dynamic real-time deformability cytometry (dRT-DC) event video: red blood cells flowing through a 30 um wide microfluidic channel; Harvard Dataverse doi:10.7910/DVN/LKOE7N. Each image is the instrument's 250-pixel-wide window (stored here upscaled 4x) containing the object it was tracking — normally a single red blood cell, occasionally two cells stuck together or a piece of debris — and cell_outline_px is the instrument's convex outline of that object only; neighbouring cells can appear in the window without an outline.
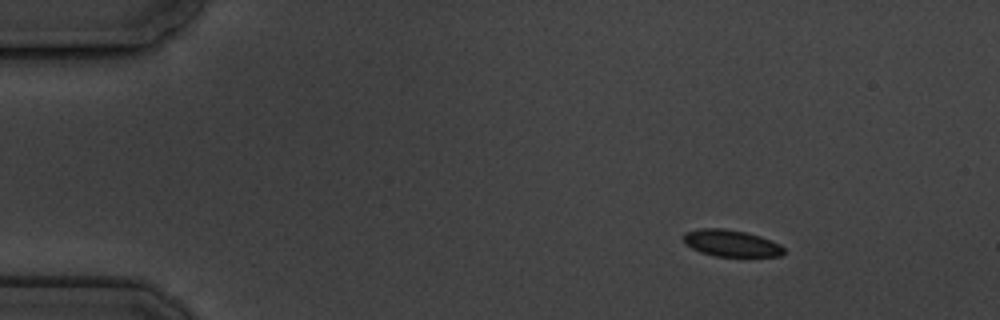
{"species": "common noctule bat (a hibernating species)", "species_latin": "Nyctalus noctula", "temperature_condition": "cold", "stored_images_in_passage": 4, "camera_frame_rate_fps": 3000, "um_per_image_px": 0.085, "animal": {"sex": "male", "body_mass_g": 19.5, "forearm_length_mm": 54.6}, "frame": {"image": 1, "passage_image": 1, "time_ms": 0.0, "image_size_px": [1000, 320], "cell_outline_px": [[784, 252], [780, 256], [712, 256], [700, 252], [684, 244], [684, 232], [700, 228], [724, 228], [744, 232], [760, 236], [780, 244], [784, 248]], "centroid_in_image_um": [62.11, 20.67], "position_along_channel_um": 22.9, "area_um2": 15.61}}
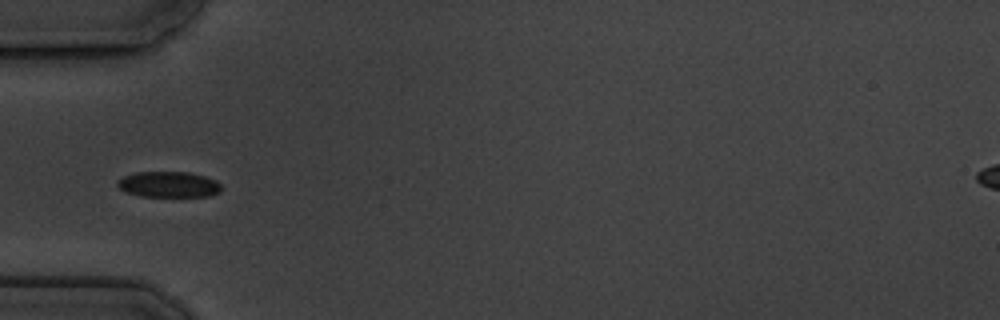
{"frame": {"image": 2, "passage_image": 4, "time_ms": 3.667, "image_size_px": [1000, 320], "cell_outline_px": [[220, 192], [208, 196], [140, 196], [124, 192], [116, 184], [116, 180], [124, 176], [136, 172], [188, 172], [204, 176], [216, 180], [220, 184]], "centroid_in_image_um": [14.3, 15.67], "position_along_channel_um": 70.7, "area_um2": 15.61}}